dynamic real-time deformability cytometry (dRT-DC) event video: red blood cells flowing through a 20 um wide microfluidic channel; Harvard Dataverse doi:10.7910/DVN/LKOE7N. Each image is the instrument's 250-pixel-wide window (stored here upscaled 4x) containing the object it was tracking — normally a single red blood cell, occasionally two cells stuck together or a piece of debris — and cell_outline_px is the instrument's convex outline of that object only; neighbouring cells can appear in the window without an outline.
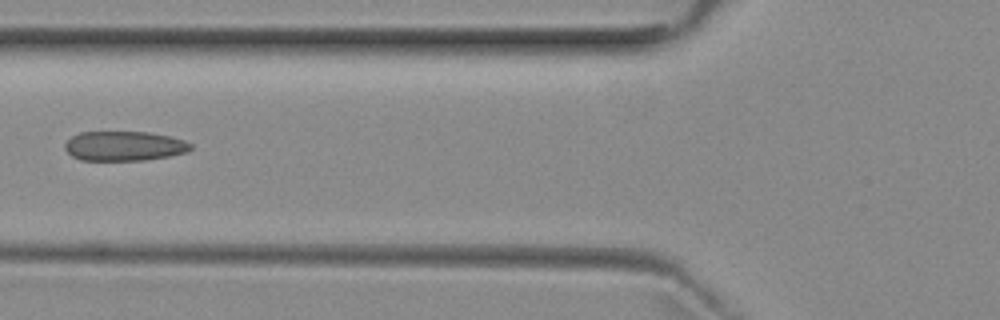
{"species": "common noctule bat (a hibernating species)", "species_latin": "Nyctalus noctula", "temperature_condition": "room temperature", "stored_images_in_passage": 5, "camera_frame_rate_fps": 3000, "um_per_image_px": 0.085, "animal": {"sex": "female", "body_mass_g": 29.2, "forearm_length_mm": 56.3}, "frame": {"image": 1, "passage_image": 4, "time_ms": 4.667, "image_size_px": [1000, 320], "cell_outline_px": [[192, 148], [188, 152], [168, 156], [144, 160], [80, 160], [72, 156], [64, 148], [64, 144], [72, 136], [80, 132], [148, 132], [168, 136], [184, 140], [192, 144]], "centroid_in_image_um": [10.55, 12.41], "position_along_channel_um": 115.2, "area_um2": 21.68}}
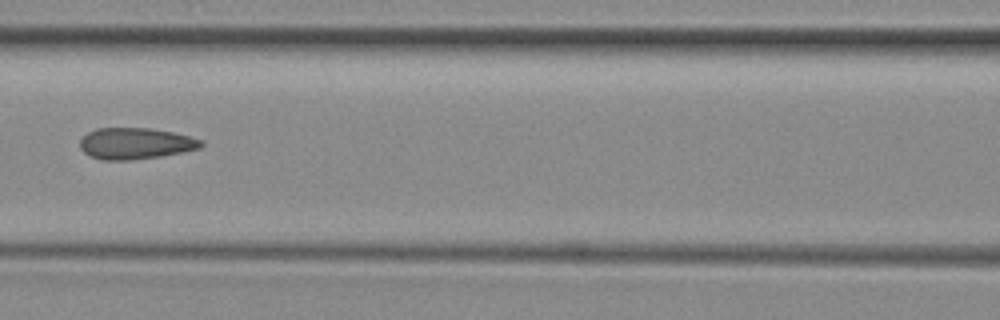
{"frame": {"image": 2, "passage_image": 5, "time_ms": 5.667, "image_size_px": [1000, 320], "cell_outline_px": [[204, 144], [200, 148], [160, 156], [132, 160], [100, 160], [84, 152], [80, 148], [80, 140], [88, 132], [96, 128], [148, 128], [172, 132], [188, 136], [200, 140]], "centroid_in_image_um": [11.48, 12.19], "position_along_channel_um": 155.1, "area_um2": 21.91}}